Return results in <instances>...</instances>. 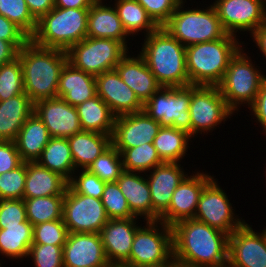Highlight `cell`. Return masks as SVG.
I'll use <instances>...</instances> for the list:
<instances>
[{
	"instance_id": "11",
	"label": "cell",
	"mask_w": 266,
	"mask_h": 267,
	"mask_svg": "<svg viewBox=\"0 0 266 267\" xmlns=\"http://www.w3.org/2000/svg\"><path fill=\"white\" fill-rule=\"evenodd\" d=\"M189 111L192 138L198 133H212L215 127L235 115L217 86L191 85Z\"/></svg>"
},
{
	"instance_id": "49",
	"label": "cell",
	"mask_w": 266,
	"mask_h": 267,
	"mask_svg": "<svg viewBox=\"0 0 266 267\" xmlns=\"http://www.w3.org/2000/svg\"><path fill=\"white\" fill-rule=\"evenodd\" d=\"M22 163L15 141L0 140V174L14 170Z\"/></svg>"
},
{
	"instance_id": "16",
	"label": "cell",
	"mask_w": 266,
	"mask_h": 267,
	"mask_svg": "<svg viewBox=\"0 0 266 267\" xmlns=\"http://www.w3.org/2000/svg\"><path fill=\"white\" fill-rule=\"evenodd\" d=\"M193 173L195 175H187L177 186L169 208L159 217L166 225L173 226L183 219L194 218L203 188L215 177L199 170Z\"/></svg>"
},
{
	"instance_id": "30",
	"label": "cell",
	"mask_w": 266,
	"mask_h": 267,
	"mask_svg": "<svg viewBox=\"0 0 266 267\" xmlns=\"http://www.w3.org/2000/svg\"><path fill=\"white\" fill-rule=\"evenodd\" d=\"M111 136L92 131H81L67 138L75 169H87L112 145Z\"/></svg>"
},
{
	"instance_id": "31",
	"label": "cell",
	"mask_w": 266,
	"mask_h": 267,
	"mask_svg": "<svg viewBox=\"0 0 266 267\" xmlns=\"http://www.w3.org/2000/svg\"><path fill=\"white\" fill-rule=\"evenodd\" d=\"M82 131L112 135L116 116L98 96L76 106Z\"/></svg>"
},
{
	"instance_id": "38",
	"label": "cell",
	"mask_w": 266,
	"mask_h": 267,
	"mask_svg": "<svg viewBox=\"0 0 266 267\" xmlns=\"http://www.w3.org/2000/svg\"><path fill=\"white\" fill-rule=\"evenodd\" d=\"M87 170L105 183L116 182L124 171L121 153L111 145L87 167Z\"/></svg>"
},
{
	"instance_id": "21",
	"label": "cell",
	"mask_w": 266,
	"mask_h": 267,
	"mask_svg": "<svg viewBox=\"0 0 266 267\" xmlns=\"http://www.w3.org/2000/svg\"><path fill=\"white\" fill-rule=\"evenodd\" d=\"M97 95L117 117L143 110V103L134 91L123 82L116 69L95 76Z\"/></svg>"
},
{
	"instance_id": "8",
	"label": "cell",
	"mask_w": 266,
	"mask_h": 267,
	"mask_svg": "<svg viewBox=\"0 0 266 267\" xmlns=\"http://www.w3.org/2000/svg\"><path fill=\"white\" fill-rule=\"evenodd\" d=\"M137 229L129 258L122 264L125 267L175 263L173 259L172 226L160 220L144 221Z\"/></svg>"
},
{
	"instance_id": "37",
	"label": "cell",
	"mask_w": 266,
	"mask_h": 267,
	"mask_svg": "<svg viewBox=\"0 0 266 267\" xmlns=\"http://www.w3.org/2000/svg\"><path fill=\"white\" fill-rule=\"evenodd\" d=\"M123 170L146 174L163 163L153 143L125 149L121 153Z\"/></svg>"
},
{
	"instance_id": "39",
	"label": "cell",
	"mask_w": 266,
	"mask_h": 267,
	"mask_svg": "<svg viewBox=\"0 0 266 267\" xmlns=\"http://www.w3.org/2000/svg\"><path fill=\"white\" fill-rule=\"evenodd\" d=\"M0 15L14 22L29 37L37 28V20L30 13L25 0H0Z\"/></svg>"
},
{
	"instance_id": "44",
	"label": "cell",
	"mask_w": 266,
	"mask_h": 267,
	"mask_svg": "<svg viewBox=\"0 0 266 267\" xmlns=\"http://www.w3.org/2000/svg\"><path fill=\"white\" fill-rule=\"evenodd\" d=\"M63 246L51 244H32L27 258L35 267H64Z\"/></svg>"
},
{
	"instance_id": "25",
	"label": "cell",
	"mask_w": 266,
	"mask_h": 267,
	"mask_svg": "<svg viewBox=\"0 0 266 267\" xmlns=\"http://www.w3.org/2000/svg\"><path fill=\"white\" fill-rule=\"evenodd\" d=\"M96 95L95 76L75 68L67 61L60 72L57 97L76 107Z\"/></svg>"
},
{
	"instance_id": "48",
	"label": "cell",
	"mask_w": 266,
	"mask_h": 267,
	"mask_svg": "<svg viewBox=\"0 0 266 267\" xmlns=\"http://www.w3.org/2000/svg\"><path fill=\"white\" fill-rule=\"evenodd\" d=\"M0 39L10 42L19 51L30 37L14 22L0 15Z\"/></svg>"
},
{
	"instance_id": "7",
	"label": "cell",
	"mask_w": 266,
	"mask_h": 267,
	"mask_svg": "<svg viewBox=\"0 0 266 267\" xmlns=\"http://www.w3.org/2000/svg\"><path fill=\"white\" fill-rule=\"evenodd\" d=\"M183 0L176 11L163 26L183 46L214 41L223 38L227 33L213 5L207 8H185Z\"/></svg>"
},
{
	"instance_id": "1",
	"label": "cell",
	"mask_w": 266,
	"mask_h": 267,
	"mask_svg": "<svg viewBox=\"0 0 266 267\" xmlns=\"http://www.w3.org/2000/svg\"><path fill=\"white\" fill-rule=\"evenodd\" d=\"M176 267H227L228 238L225 232L195 219L172 226Z\"/></svg>"
},
{
	"instance_id": "22",
	"label": "cell",
	"mask_w": 266,
	"mask_h": 267,
	"mask_svg": "<svg viewBox=\"0 0 266 267\" xmlns=\"http://www.w3.org/2000/svg\"><path fill=\"white\" fill-rule=\"evenodd\" d=\"M139 218L109 219L100 231L105 256L110 265H122L130 256ZM137 220V221H136Z\"/></svg>"
},
{
	"instance_id": "35",
	"label": "cell",
	"mask_w": 266,
	"mask_h": 267,
	"mask_svg": "<svg viewBox=\"0 0 266 267\" xmlns=\"http://www.w3.org/2000/svg\"><path fill=\"white\" fill-rule=\"evenodd\" d=\"M114 7L117 11L122 25L131 37L139 32L145 34L144 37L154 32L158 26L149 17L146 10L136 0H114ZM146 32V33H145Z\"/></svg>"
},
{
	"instance_id": "29",
	"label": "cell",
	"mask_w": 266,
	"mask_h": 267,
	"mask_svg": "<svg viewBox=\"0 0 266 267\" xmlns=\"http://www.w3.org/2000/svg\"><path fill=\"white\" fill-rule=\"evenodd\" d=\"M50 138L47 127L39 116L33 112L21 127L15 140L22 161L36 162Z\"/></svg>"
},
{
	"instance_id": "2",
	"label": "cell",
	"mask_w": 266,
	"mask_h": 267,
	"mask_svg": "<svg viewBox=\"0 0 266 267\" xmlns=\"http://www.w3.org/2000/svg\"><path fill=\"white\" fill-rule=\"evenodd\" d=\"M24 92L31 101L57 97L59 76L68 61L67 52L60 49L44 48L29 40L19 51Z\"/></svg>"
},
{
	"instance_id": "33",
	"label": "cell",
	"mask_w": 266,
	"mask_h": 267,
	"mask_svg": "<svg viewBox=\"0 0 266 267\" xmlns=\"http://www.w3.org/2000/svg\"><path fill=\"white\" fill-rule=\"evenodd\" d=\"M33 225L26 220L13 226L0 229V254L13 259L28 257L32 245Z\"/></svg>"
},
{
	"instance_id": "54",
	"label": "cell",
	"mask_w": 266,
	"mask_h": 267,
	"mask_svg": "<svg viewBox=\"0 0 266 267\" xmlns=\"http://www.w3.org/2000/svg\"><path fill=\"white\" fill-rule=\"evenodd\" d=\"M251 39L255 42L259 52H261L263 57L266 59V23L261 25L257 30L251 34Z\"/></svg>"
},
{
	"instance_id": "12",
	"label": "cell",
	"mask_w": 266,
	"mask_h": 267,
	"mask_svg": "<svg viewBox=\"0 0 266 267\" xmlns=\"http://www.w3.org/2000/svg\"><path fill=\"white\" fill-rule=\"evenodd\" d=\"M62 219L68 233H100L109 220L101 199L78 194L69 185L64 194Z\"/></svg>"
},
{
	"instance_id": "14",
	"label": "cell",
	"mask_w": 266,
	"mask_h": 267,
	"mask_svg": "<svg viewBox=\"0 0 266 267\" xmlns=\"http://www.w3.org/2000/svg\"><path fill=\"white\" fill-rule=\"evenodd\" d=\"M214 6L227 34L249 32L250 35L266 23V4L261 0H215Z\"/></svg>"
},
{
	"instance_id": "26",
	"label": "cell",
	"mask_w": 266,
	"mask_h": 267,
	"mask_svg": "<svg viewBox=\"0 0 266 267\" xmlns=\"http://www.w3.org/2000/svg\"><path fill=\"white\" fill-rule=\"evenodd\" d=\"M116 182L127 200L131 213L137 218L143 217L141 219L145 221H152V199L145 175L140 172L123 171Z\"/></svg>"
},
{
	"instance_id": "55",
	"label": "cell",
	"mask_w": 266,
	"mask_h": 267,
	"mask_svg": "<svg viewBox=\"0 0 266 267\" xmlns=\"http://www.w3.org/2000/svg\"><path fill=\"white\" fill-rule=\"evenodd\" d=\"M136 267H176L175 263H161V264H157V265H139Z\"/></svg>"
},
{
	"instance_id": "4",
	"label": "cell",
	"mask_w": 266,
	"mask_h": 267,
	"mask_svg": "<svg viewBox=\"0 0 266 267\" xmlns=\"http://www.w3.org/2000/svg\"><path fill=\"white\" fill-rule=\"evenodd\" d=\"M243 44L236 36L226 34L221 39L187 46L186 68L189 85L217 86L230 59Z\"/></svg>"
},
{
	"instance_id": "20",
	"label": "cell",
	"mask_w": 266,
	"mask_h": 267,
	"mask_svg": "<svg viewBox=\"0 0 266 267\" xmlns=\"http://www.w3.org/2000/svg\"><path fill=\"white\" fill-rule=\"evenodd\" d=\"M34 112L43 121L51 137L69 138L82 131L76 107L66 103L63 98L40 100L34 104Z\"/></svg>"
},
{
	"instance_id": "10",
	"label": "cell",
	"mask_w": 266,
	"mask_h": 267,
	"mask_svg": "<svg viewBox=\"0 0 266 267\" xmlns=\"http://www.w3.org/2000/svg\"><path fill=\"white\" fill-rule=\"evenodd\" d=\"M190 99L191 85L161 86L143 104V110L149 117L158 121L161 127L172 126L191 136Z\"/></svg>"
},
{
	"instance_id": "52",
	"label": "cell",
	"mask_w": 266,
	"mask_h": 267,
	"mask_svg": "<svg viewBox=\"0 0 266 267\" xmlns=\"http://www.w3.org/2000/svg\"><path fill=\"white\" fill-rule=\"evenodd\" d=\"M18 50L8 41L0 39V66L17 58Z\"/></svg>"
},
{
	"instance_id": "32",
	"label": "cell",
	"mask_w": 266,
	"mask_h": 267,
	"mask_svg": "<svg viewBox=\"0 0 266 267\" xmlns=\"http://www.w3.org/2000/svg\"><path fill=\"white\" fill-rule=\"evenodd\" d=\"M36 162L52 172L60 174L68 182L76 171L67 138L51 137Z\"/></svg>"
},
{
	"instance_id": "51",
	"label": "cell",
	"mask_w": 266,
	"mask_h": 267,
	"mask_svg": "<svg viewBox=\"0 0 266 267\" xmlns=\"http://www.w3.org/2000/svg\"><path fill=\"white\" fill-rule=\"evenodd\" d=\"M32 16L38 21L54 8L55 0H25Z\"/></svg>"
},
{
	"instance_id": "40",
	"label": "cell",
	"mask_w": 266,
	"mask_h": 267,
	"mask_svg": "<svg viewBox=\"0 0 266 267\" xmlns=\"http://www.w3.org/2000/svg\"><path fill=\"white\" fill-rule=\"evenodd\" d=\"M24 93L22 67L19 58L0 66V101Z\"/></svg>"
},
{
	"instance_id": "50",
	"label": "cell",
	"mask_w": 266,
	"mask_h": 267,
	"mask_svg": "<svg viewBox=\"0 0 266 267\" xmlns=\"http://www.w3.org/2000/svg\"><path fill=\"white\" fill-rule=\"evenodd\" d=\"M251 110V115L253 114V119L260 126H262V132L266 135V79L261 85V88L255 98L254 102L248 107ZM255 116V117H254Z\"/></svg>"
},
{
	"instance_id": "45",
	"label": "cell",
	"mask_w": 266,
	"mask_h": 267,
	"mask_svg": "<svg viewBox=\"0 0 266 267\" xmlns=\"http://www.w3.org/2000/svg\"><path fill=\"white\" fill-rule=\"evenodd\" d=\"M75 173L77 175L72 176L68 185L78 194L101 199L106 183L87 169H79Z\"/></svg>"
},
{
	"instance_id": "6",
	"label": "cell",
	"mask_w": 266,
	"mask_h": 267,
	"mask_svg": "<svg viewBox=\"0 0 266 267\" xmlns=\"http://www.w3.org/2000/svg\"><path fill=\"white\" fill-rule=\"evenodd\" d=\"M244 47L230 59L226 72L217 85L227 105L238 114L242 106L248 107L254 102L266 79L264 72L251 60ZM237 111V112H236Z\"/></svg>"
},
{
	"instance_id": "27",
	"label": "cell",
	"mask_w": 266,
	"mask_h": 267,
	"mask_svg": "<svg viewBox=\"0 0 266 267\" xmlns=\"http://www.w3.org/2000/svg\"><path fill=\"white\" fill-rule=\"evenodd\" d=\"M68 181L60 174L41 166L38 162H26V181L23 198L64 195Z\"/></svg>"
},
{
	"instance_id": "18",
	"label": "cell",
	"mask_w": 266,
	"mask_h": 267,
	"mask_svg": "<svg viewBox=\"0 0 266 267\" xmlns=\"http://www.w3.org/2000/svg\"><path fill=\"white\" fill-rule=\"evenodd\" d=\"M186 173L180 163L163 162L145 174L152 199V221L159 220L169 208L173 192L189 174Z\"/></svg>"
},
{
	"instance_id": "41",
	"label": "cell",
	"mask_w": 266,
	"mask_h": 267,
	"mask_svg": "<svg viewBox=\"0 0 266 267\" xmlns=\"http://www.w3.org/2000/svg\"><path fill=\"white\" fill-rule=\"evenodd\" d=\"M101 202L109 219L137 218L131 213L117 182L105 184Z\"/></svg>"
},
{
	"instance_id": "3",
	"label": "cell",
	"mask_w": 266,
	"mask_h": 267,
	"mask_svg": "<svg viewBox=\"0 0 266 267\" xmlns=\"http://www.w3.org/2000/svg\"><path fill=\"white\" fill-rule=\"evenodd\" d=\"M139 54L145 59L157 82L163 87L189 85L186 47L164 27H158L144 39Z\"/></svg>"
},
{
	"instance_id": "43",
	"label": "cell",
	"mask_w": 266,
	"mask_h": 267,
	"mask_svg": "<svg viewBox=\"0 0 266 267\" xmlns=\"http://www.w3.org/2000/svg\"><path fill=\"white\" fill-rule=\"evenodd\" d=\"M26 181V162L14 170L0 174V200L23 199Z\"/></svg>"
},
{
	"instance_id": "15",
	"label": "cell",
	"mask_w": 266,
	"mask_h": 267,
	"mask_svg": "<svg viewBox=\"0 0 266 267\" xmlns=\"http://www.w3.org/2000/svg\"><path fill=\"white\" fill-rule=\"evenodd\" d=\"M227 267H266V233L245 222L228 238Z\"/></svg>"
},
{
	"instance_id": "19",
	"label": "cell",
	"mask_w": 266,
	"mask_h": 267,
	"mask_svg": "<svg viewBox=\"0 0 266 267\" xmlns=\"http://www.w3.org/2000/svg\"><path fill=\"white\" fill-rule=\"evenodd\" d=\"M63 264L64 267H110L100 233H68Z\"/></svg>"
},
{
	"instance_id": "9",
	"label": "cell",
	"mask_w": 266,
	"mask_h": 267,
	"mask_svg": "<svg viewBox=\"0 0 266 267\" xmlns=\"http://www.w3.org/2000/svg\"><path fill=\"white\" fill-rule=\"evenodd\" d=\"M128 49L118 40L86 37L68 51V62L94 76L115 69Z\"/></svg>"
},
{
	"instance_id": "34",
	"label": "cell",
	"mask_w": 266,
	"mask_h": 267,
	"mask_svg": "<svg viewBox=\"0 0 266 267\" xmlns=\"http://www.w3.org/2000/svg\"><path fill=\"white\" fill-rule=\"evenodd\" d=\"M192 137L172 126L161 127L153 140V146L163 162L181 163L187 154Z\"/></svg>"
},
{
	"instance_id": "17",
	"label": "cell",
	"mask_w": 266,
	"mask_h": 267,
	"mask_svg": "<svg viewBox=\"0 0 266 267\" xmlns=\"http://www.w3.org/2000/svg\"><path fill=\"white\" fill-rule=\"evenodd\" d=\"M161 126L144 110L117 116L111 136L112 145L122 153L125 149L153 143Z\"/></svg>"
},
{
	"instance_id": "13",
	"label": "cell",
	"mask_w": 266,
	"mask_h": 267,
	"mask_svg": "<svg viewBox=\"0 0 266 267\" xmlns=\"http://www.w3.org/2000/svg\"><path fill=\"white\" fill-rule=\"evenodd\" d=\"M217 181L213 178L203 188L193 219L230 235L237 228H240L245 220L235 215V210L227 194Z\"/></svg>"
},
{
	"instance_id": "46",
	"label": "cell",
	"mask_w": 266,
	"mask_h": 267,
	"mask_svg": "<svg viewBox=\"0 0 266 267\" xmlns=\"http://www.w3.org/2000/svg\"><path fill=\"white\" fill-rule=\"evenodd\" d=\"M158 27H163L183 0H136Z\"/></svg>"
},
{
	"instance_id": "53",
	"label": "cell",
	"mask_w": 266,
	"mask_h": 267,
	"mask_svg": "<svg viewBox=\"0 0 266 267\" xmlns=\"http://www.w3.org/2000/svg\"><path fill=\"white\" fill-rule=\"evenodd\" d=\"M96 0H55L54 7L70 9H90Z\"/></svg>"
},
{
	"instance_id": "36",
	"label": "cell",
	"mask_w": 266,
	"mask_h": 267,
	"mask_svg": "<svg viewBox=\"0 0 266 267\" xmlns=\"http://www.w3.org/2000/svg\"><path fill=\"white\" fill-rule=\"evenodd\" d=\"M23 199L27 220L33 226L62 219L64 195Z\"/></svg>"
},
{
	"instance_id": "56",
	"label": "cell",
	"mask_w": 266,
	"mask_h": 267,
	"mask_svg": "<svg viewBox=\"0 0 266 267\" xmlns=\"http://www.w3.org/2000/svg\"><path fill=\"white\" fill-rule=\"evenodd\" d=\"M110 267H125L123 265H111Z\"/></svg>"
},
{
	"instance_id": "42",
	"label": "cell",
	"mask_w": 266,
	"mask_h": 267,
	"mask_svg": "<svg viewBox=\"0 0 266 267\" xmlns=\"http://www.w3.org/2000/svg\"><path fill=\"white\" fill-rule=\"evenodd\" d=\"M68 235L63 219L33 226L32 244L64 245Z\"/></svg>"
},
{
	"instance_id": "28",
	"label": "cell",
	"mask_w": 266,
	"mask_h": 267,
	"mask_svg": "<svg viewBox=\"0 0 266 267\" xmlns=\"http://www.w3.org/2000/svg\"><path fill=\"white\" fill-rule=\"evenodd\" d=\"M33 112L34 103L25 92L0 101V140L15 141Z\"/></svg>"
},
{
	"instance_id": "47",
	"label": "cell",
	"mask_w": 266,
	"mask_h": 267,
	"mask_svg": "<svg viewBox=\"0 0 266 267\" xmlns=\"http://www.w3.org/2000/svg\"><path fill=\"white\" fill-rule=\"evenodd\" d=\"M26 220L24 199L0 200V229H4V226L18 225Z\"/></svg>"
},
{
	"instance_id": "5",
	"label": "cell",
	"mask_w": 266,
	"mask_h": 267,
	"mask_svg": "<svg viewBox=\"0 0 266 267\" xmlns=\"http://www.w3.org/2000/svg\"><path fill=\"white\" fill-rule=\"evenodd\" d=\"M89 9L54 7L37 21L30 40L37 46L68 51L87 37Z\"/></svg>"
},
{
	"instance_id": "23",
	"label": "cell",
	"mask_w": 266,
	"mask_h": 267,
	"mask_svg": "<svg viewBox=\"0 0 266 267\" xmlns=\"http://www.w3.org/2000/svg\"><path fill=\"white\" fill-rule=\"evenodd\" d=\"M128 52L116 65L115 69L121 79L144 104L161 87L149 69L145 59L138 53L137 57Z\"/></svg>"
},
{
	"instance_id": "24",
	"label": "cell",
	"mask_w": 266,
	"mask_h": 267,
	"mask_svg": "<svg viewBox=\"0 0 266 267\" xmlns=\"http://www.w3.org/2000/svg\"><path fill=\"white\" fill-rule=\"evenodd\" d=\"M104 3V0H96L90 7L87 17V37L118 40L129 50L127 44L129 35L115 7L113 4L105 5Z\"/></svg>"
}]
</instances>
